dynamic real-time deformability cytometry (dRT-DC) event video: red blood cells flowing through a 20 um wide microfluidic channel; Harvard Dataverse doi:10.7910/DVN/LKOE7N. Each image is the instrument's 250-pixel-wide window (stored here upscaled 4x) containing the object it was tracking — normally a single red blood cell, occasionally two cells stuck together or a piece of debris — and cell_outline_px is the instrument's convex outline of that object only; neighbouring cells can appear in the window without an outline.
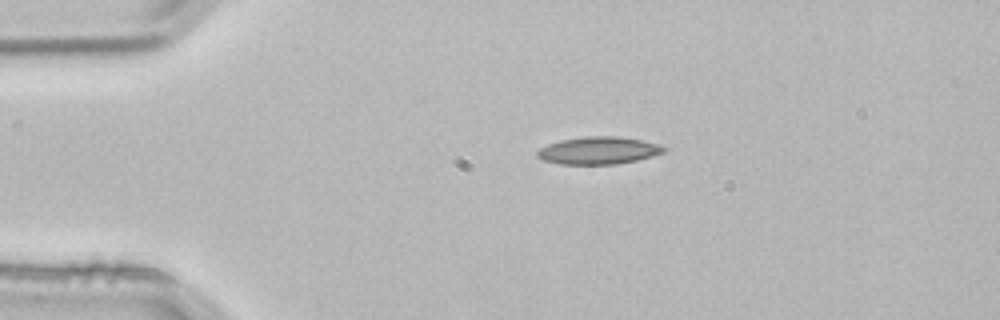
{"species": "common noctule bat (a hibernating species)", "species_latin": "Nyctalus noctula", "temperature_condition": "room temperature", "stored_images_in_passage": 2, "camera_frame_rate_fps": 3000, "um_per_image_px": 0.085, "animal": {"sex": "male", "body_mass_g": 21.5, "forearm_length_mm": 52.0}, "frame": {"image": 1, "passage_image": 1, "time_ms": 0.0, "image_size_px": [1000, 320], "cell_outline_px": [[668, 152], [636, 160], [616, 164], [560, 164], [544, 160], [536, 156], [536, 152], [540, 148], [548, 144], [560, 140], [584, 136], [620, 136], [660, 144], [668, 148]], "centroid_in_image_um": [50.91, 12.78], "position_along_channel_um": 34.1, "area_um2": 20.4}}